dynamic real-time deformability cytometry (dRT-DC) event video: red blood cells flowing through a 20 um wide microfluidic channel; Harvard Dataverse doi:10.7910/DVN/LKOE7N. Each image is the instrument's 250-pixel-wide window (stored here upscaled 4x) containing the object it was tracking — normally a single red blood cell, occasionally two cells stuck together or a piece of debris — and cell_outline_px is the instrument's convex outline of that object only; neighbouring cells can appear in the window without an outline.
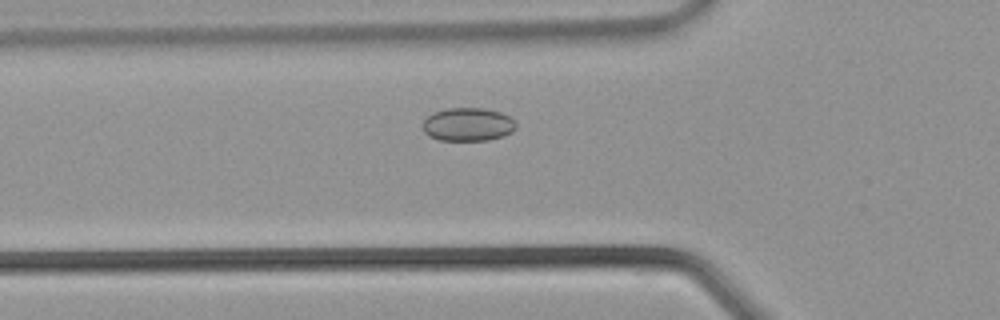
{"species": "common noctule bat (a hibernating species)", "species_latin": "Nyctalus noctula", "temperature_condition": "warm", "stored_images_in_passage": 24, "camera_frame_rate_fps": 3000, "um_per_image_px": 0.085, "animal": {"sex": "male", "body_mass_g": 21.5, "forearm_length_mm": 52.0}, "frame": {"image": 1, "passage_image": 4, "time_ms": 1.0, "image_size_px": [1000, 320], "cell_outline_px": [[516, 128], [512, 132], [504, 136], [488, 140], [440, 140], [428, 136], [424, 132], [424, 120], [432, 112], [448, 108], [484, 108], [500, 112], [516, 120]], "centroid_in_image_um": [39.79, 10.57], "position_along_channel_um": 86.0, "area_um2": 18.21}}
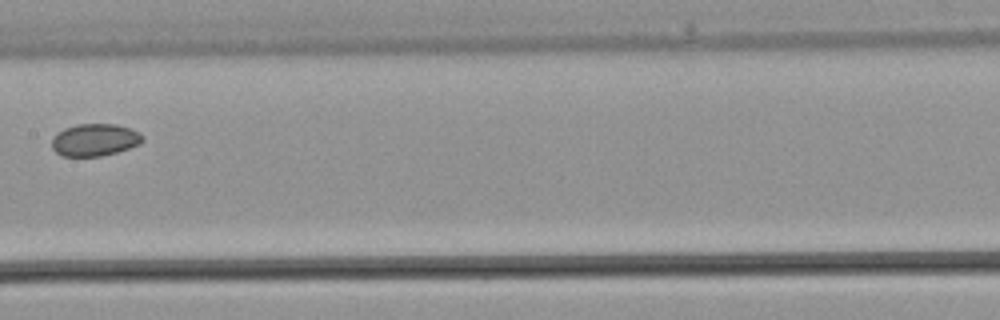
{"frame": {"image": 2, "passage_image": 10, "time_ms": 3.0, "image_size_px": [1000, 320], "cell_outline_px": [[144, 140], [140, 144], [116, 152], [100, 156], [60, 156], [52, 148], [52, 140], [64, 128], [76, 124], [116, 124], [140, 132], [144, 136]], "centroid_in_image_um": [8.08, 11.89], "position_along_channel_um": 199.3, "area_um2": 16.99}}
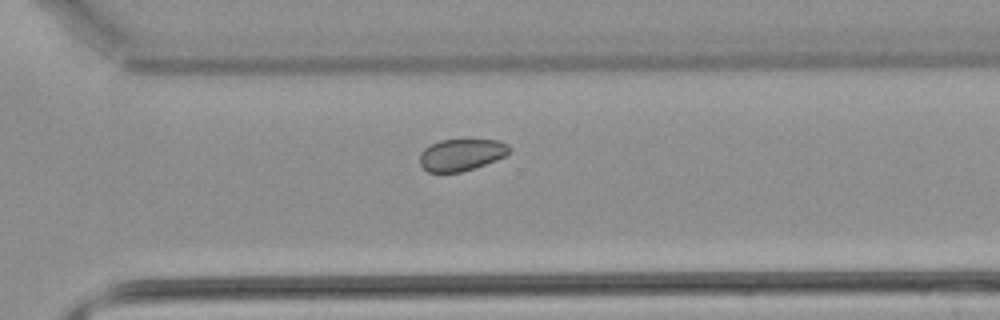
{"frame": {"image": 3, "passage_image": 17, "time_ms": 5.333, "image_size_px": [1000, 320], "cell_outline_px": [[512, 152], [496, 160], [460, 172], [428, 172], [420, 164], [420, 152], [424, 148], [440, 140], [496, 140], [512, 148]], "centroid_in_image_um": [39.2, 13.15], "position_along_channel_um": 331.4, "area_um2": 16.42}}